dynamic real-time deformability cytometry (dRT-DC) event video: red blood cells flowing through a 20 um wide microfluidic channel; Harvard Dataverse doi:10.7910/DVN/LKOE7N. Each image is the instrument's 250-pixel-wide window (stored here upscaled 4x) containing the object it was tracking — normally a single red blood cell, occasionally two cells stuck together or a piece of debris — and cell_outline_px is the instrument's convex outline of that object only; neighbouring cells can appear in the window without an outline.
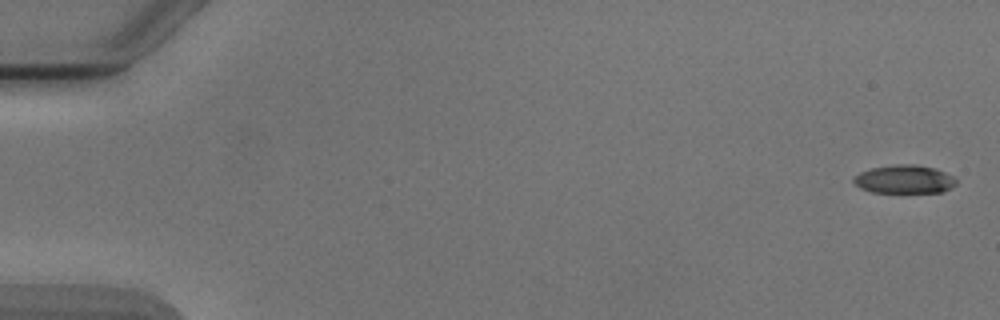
{"species": "Egyptian fruit bat (a non-hibernating species)", "species_latin": "Rousettus aegyptiacus", "temperature_condition": "cold", "stored_images_in_passage": 8, "camera_frame_rate_fps": 3000, "um_per_image_px": 0.085, "animal": {"sex": "male"}, "frame": {"image": 1, "passage_image": 1, "time_ms": 0.0, "image_size_px": [1000, 320], "cell_outline_px": [[956, 184], [952, 188], [944, 192], [872, 192], [860, 188], [852, 180], [852, 176], [860, 172], [872, 168], [896, 164], [916, 164], [936, 168], [952, 176], [956, 180]], "centroid_in_image_um": [76.87, 15.23], "position_along_channel_um": 8.1, "area_um2": 17.05}}
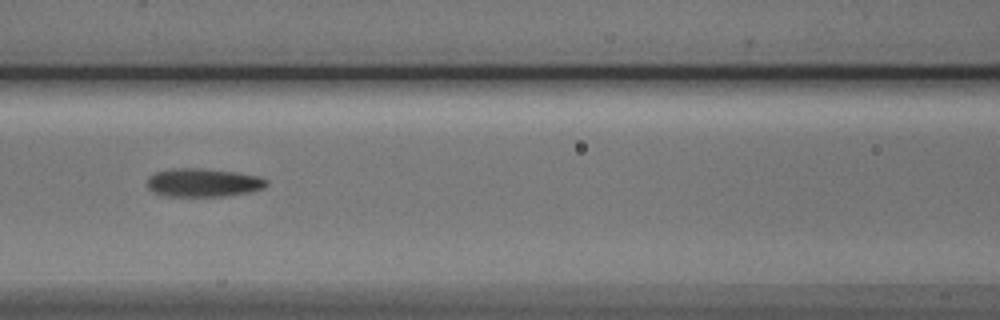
{"frame": {"image": 2, "passage_image": 7, "time_ms": 7.667, "image_size_px": [1000, 320], "cell_outline_px": [[268, 184], [264, 188], [248, 192], [224, 196], [168, 196], [156, 192], [148, 188], [148, 176], [156, 172], [172, 168], [204, 168], [236, 172], [260, 176], [268, 180]], "centroid_in_image_um": [17.31, 15.51], "position_along_channel_um": 149.3, "area_um2": 19.77}}
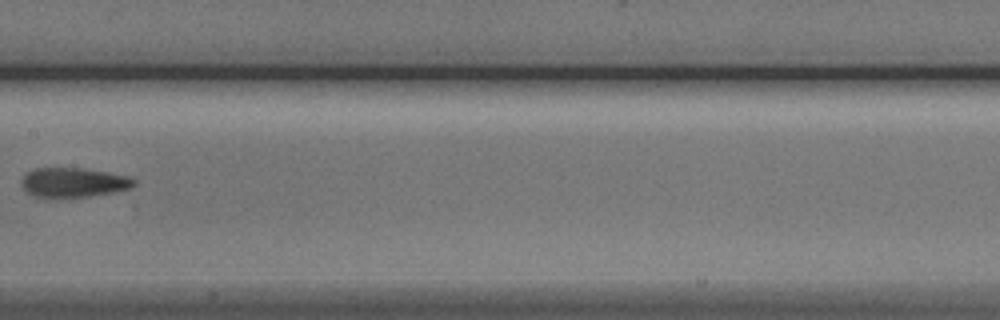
{"frame": {"image": 3, "passage_image": 8, "time_ms": 9.0, "image_size_px": [1000, 320], "cell_outline_px": [[136, 184], [128, 188], [112, 192], [88, 196], [36, 196], [28, 192], [20, 184], [24, 176], [28, 172], [36, 168], [84, 168], [108, 172], [128, 176], [136, 180]], "centroid_in_image_um": [6.27, 15.48], "position_along_channel_um": 201.1, "area_um2": 18.84}}